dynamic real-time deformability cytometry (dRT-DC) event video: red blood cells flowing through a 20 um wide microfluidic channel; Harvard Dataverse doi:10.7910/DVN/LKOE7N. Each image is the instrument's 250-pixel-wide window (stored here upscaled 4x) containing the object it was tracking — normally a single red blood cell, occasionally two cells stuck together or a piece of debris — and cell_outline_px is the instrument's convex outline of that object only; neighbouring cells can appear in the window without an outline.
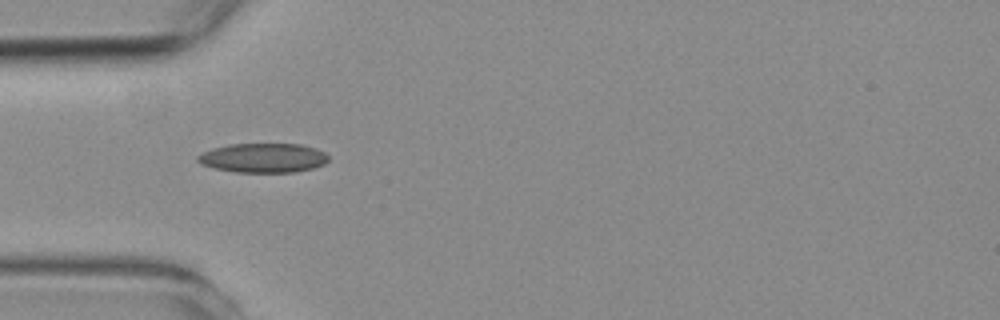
{"species": "common noctule bat (a hibernating species)", "species_latin": "Nyctalus noctula", "temperature_condition": "room temperature", "stored_images_in_passage": 14, "camera_frame_rate_fps": 3000, "um_per_image_px": 0.085, "animal": {"sex": "female", "body_mass_g": 19.3, "forearm_length_mm": 54.1}, "frame": {"image": 1, "passage_image": 7, "time_ms": 2.0, "image_size_px": [1000, 320], "cell_outline_px": [[328, 160], [324, 164], [312, 168], [296, 172], [236, 172], [216, 168], [200, 164], [196, 160], [196, 156], [212, 148], [228, 144], [300, 144], [316, 148], [324, 152], [328, 156]], "centroid_in_image_um": [22.36, 13.42], "position_along_channel_um": 62.6, "area_um2": 22.37}}
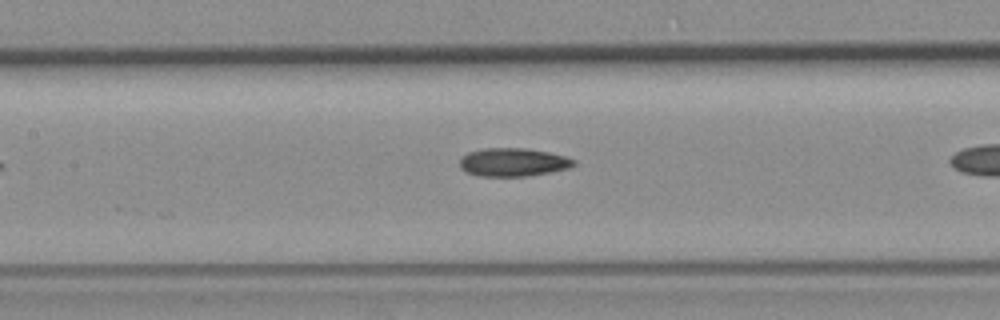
{"frame": {"image": 2, "passage_image": 12, "time_ms": 3.667, "image_size_px": [1000, 320], "cell_outline_px": [[576, 164], [568, 168], [528, 176], [480, 176], [468, 172], [460, 168], [460, 156], [468, 152], [484, 148], [528, 148], [548, 152], [564, 156], [576, 160]], "centroid_in_image_um": [43.59, 13.78], "position_along_channel_um": 163.8, "area_um2": 18.79}}